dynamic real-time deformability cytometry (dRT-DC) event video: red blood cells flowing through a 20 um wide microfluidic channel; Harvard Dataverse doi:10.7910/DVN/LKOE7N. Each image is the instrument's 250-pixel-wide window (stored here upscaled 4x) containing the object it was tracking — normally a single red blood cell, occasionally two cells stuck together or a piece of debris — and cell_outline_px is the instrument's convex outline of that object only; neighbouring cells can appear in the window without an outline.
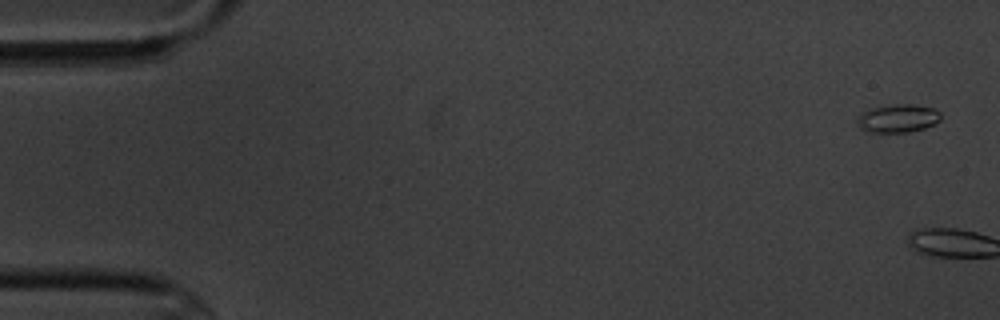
{"species": "common noctule bat (a hibernating species)", "species_latin": "Nyctalus noctula", "temperature_condition": "cold", "stored_images_in_passage": 17, "camera_frame_rate_fps": 3000, "um_per_image_px": 0.085, "animal": {"sex": "male", "body_mass_g": 20.1, "forearm_length_mm": 53.5}, "frame": {"image": 1, "passage_image": 1, "time_ms": 0.0, "image_size_px": [1000, 320], "cell_outline_px": [[940, 120], [924, 128], [908, 132], [868, 132], [860, 128], [856, 120], [860, 112], [872, 108], [896, 104], [912, 104], [932, 108], [940, 112]], "centroid_in_image_um": [76.28, 10.06], "position_along_channel_um": 8.7, "area_um2": 13.64}}
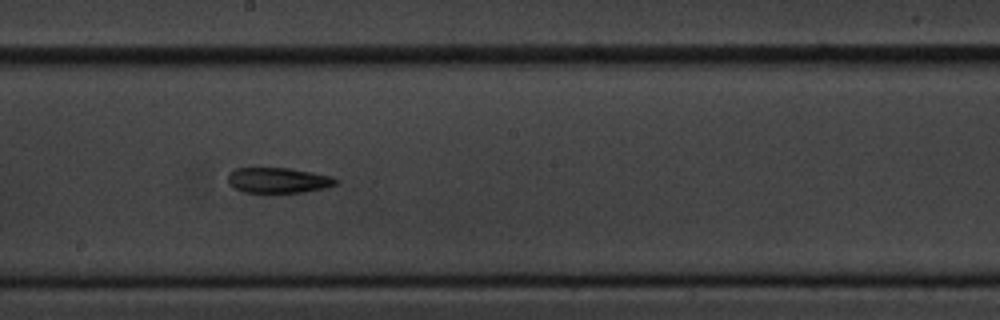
{"frame": {"image": 2, "passage_image": 10, "time_ms": 11.0, "image_size_px": [1000, 320], "cell_outline_px": [[340, 180], [336, 184], [328, 188], [304, 192], [272, 196], [244, 192], [232, 188], [228, 184], [228, 176], [236, 168], [288, 168], [312, 172], [332, 176]], "centroid_in_image_um": [23.66, 15.39], "position_along_channel_um": 224.5, "area_um2": 16.94}}
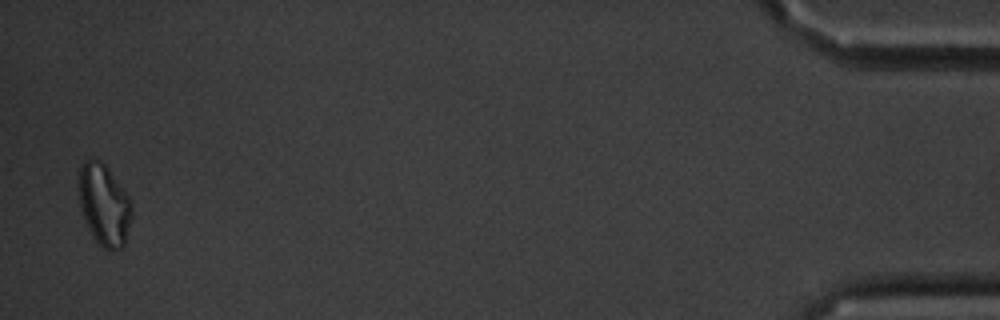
{"frame": {"image": 3, "passage_image": 17, "time_ms": 19.333, "image_size_px": [1000, 320], "cell_outline_px": [[132, 216], [124, 244], [120, 248], [112, 252], [104, 248], [92, 236], [84, 220], [80, 208], [76, 188], [76, 180], [80, 168], [84, 160], [100, 160], [108, 168], [132, 200]], "centroid_in_image_um": [8.82, 17.39], "position_along_channel_um": 426.4, "area_um2": 25.72}, "authors_computed_cell_mechanics": {"area_um2": 16.6464, "velocity_mm_per_s": 3.4744, "shape_relaxation_time_tau1_ms": 6.1032, "shape_relaxation_time_tau2_ms": null, "deformation_change_tau1": 0.1592, "deformation_change_tau2": null}}